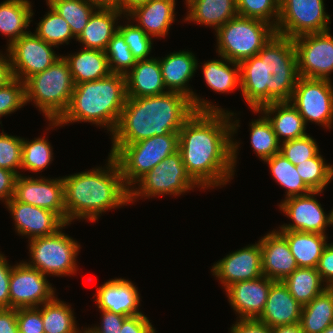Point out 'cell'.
Returning <instances> with one entry per match:
<instances>
[{
  "label": "cell",
  "instance_id": "obj_1",
  "mask_svg": "<svg viewBox=\"0 0 333 333\" xmlns=\"http://www.w3.org/2000/svg\"><path fill=\"white\" fill-rule=\"evenodd\" d=\"M231 116L229 111H195L178 132L183 164L201 189L224 186L234 175L240 144L232 137L240 120Z\"/></svg>",
  "mask_w": 333,
  "mask_h": 333
},
{
  "label": "cell",
  "instance_id": "obj_2",
  "mask_svg": "<svg viewBox=\"0 0 333 333\" xmlns=\"http://www.w3.org/2000/svg\"><path fill=\"white\" fill-rule=\"evenodd\" d=\"M298 78L293 39L276 33L256 56L240 63L239 88L251 110L290 101Z\"/></svg>",
  "mask_w": 333,
  "mask_h": 333
},
{
  "label": "cell",
  "instance_id": "obj_3",
  "mask_svg": "<svg viewBox=\"0 0 333 333\" xmlns=\"http://www.w3.org/2000/svg\"><path fill=\"white\" fill-rule=\"evenodd\" d=\"M194 112L190 98L179 92L127 97L112 133V144H131L156 135L178 133Z\"/></svg>",
  "mask_w": 333,
  "mask_h": 333
},
{
  "label": "cell",
  "instance_id": "obj_4",
  "mask_svg": "<svg viewBox=\"0 0 333 333\" xmlns=\"http://www.w3.org/2000/svg\"><path fill=\"white\" fill-rule=\"evenodd\" d=\"M105 168L64 176V204L66 224L75 219L94 222L103 212L130 203L119 165L109 154ZM101 214V215H100Z\"/></svg>",
  "mask_w": 333,
  "mask_h": 333
},
{
  "label": "cell",
  "instance_id": "obj_5",
  "mask_svg": "<svg viewBox=\"0 0 333 333\" xmlns=\"http://www.w3.org/2000/svg\"><path fill=\"white\" fill-rule=\"evenodd\" d=\"M126 77L110 73L100 80L75 84L67 110L49 125L57 127L74 122H88L107 127L113 133L125 106Z\"/></svg>",
  "mask_w": 333,
  "mask_h": 333
},
{
  "label": "cell",
  "instance_id": "obj_6",
  "mask_svg": "<svg viewBox=\"0 0 333 333\" xmlns=\"http://www.w3.org/2000/svg\"><path fill=\"white\" fill-rule=\"evenodd\" d=\"M74 86L69 64L60 55L43 72L25 81L26 104L34 101L48 121H57L69 106Z\"/></svg>",
  "mask_w": 333,
  "mask_h": 333
},
{
  "label": "cell",
  "instance_id": "obj_7",
  "mask_svg": "<svg viewBox=\"0 0 333 333\" xmlns=\"http://www.w3.org/2000/svg\"><path fill=\"white\" fill-rule=\"evenodd\" d=\"M176 151L178 133H169L131 144H112L109 154L117 161L124 184L130 190L150 170Z\"/></svg>",
  "mask_w": 333,
  "mask_h": 333
},
{
  "label": "cell",
  "instance_id": "obj_8",
  "mask_svg": "<svg viewBox=\"0 0 333 333\" xmlns=\"http://www.w3.org/2000/svg\"><path fill=\"white\" fill-rule=\"evenodd\" d=\"M275 33V28L267 22L237 15L216 30V51L219 56L240 64L256 56Z\"/></svg>",
  "mask_w": 333,
  "mask_h": 333
},
{
  "label": "cell",
  "instance_id": "obj_9",
  "mask_svg": "<svg viewBox=\"0 0 333 333\" xmlns=\"http://www.w3.org/2000/svg\"><path fill=\"white\" fill-rule=\"evenodd\" d=\"M31 261L29 267L38 269L44 275L63 276L77 271L76 256L80 244L62 232L29 240Z\"/></svg>",
  "mask_w": 333,
  "mask_h": 333
},
{
  "label": "cell",
  "instance_id": "obj_10",
  "mask_svg": "<svg viewBox=\"0 0 333 333\" xmlns=\"http://www.w3.org/2000/svg\"><path fill=\"white\" fill-rule=\"evenodd\" d=\"M130 189V203L137 197L181 195L199 185L188 174L179 151L170 155L150 170Z\"/></svg>",
  "mask_w": 333,
  "mask_h": 333
},
{
  "label": "cell",
  "instance_id": "obj_11",
  "mask_svg": "<svg viewBox=\"0 0 333 333\" xmlns=\"http://www.w3.org/2000/svg\"><path fill=\"white\" fill-rule=\"evenodd\" d=\"M330 16L326 14L324 0H280L276 34L297 36L330 30Z\"/></svg>",
  "mask_w": 333,
  "mask_h": 333
},
{
  "label": "cell",
  "instance_id": "obj_12",
  "mask_svg": "<svg viewBox=\"0 0 333 333\" xmlns=\"http://www.w3.org/2000/svg\"><path fill=\"white\" fill-rule=\"evenodd\" d=\"M289 102L298 110L306 125L308 122H315L328 129L332 127L333 85L331 80L299 76Z\"/></svg>",
  "mask_w": 333,
  "mask_h": 333
},
{
  "label": "cell",
  "instance_id": "obj_13",
  "mask_svg": "<svg viewBox=\"0 0 333 333\" xmlns=\"http://www.w3.org/2000/svg\"><path fill=\"white\" fill-rule=\"evenodd\" d=\"M298 75L331 80L333 72V36L330 31L308 33L293 38Z\"/></svg>",
  "mask_w": 333,
  "mask_h": 333
},
{
  "label": "cell",
  "instance_id": "obj_14",
  "mask_svg": "<svg viewBox=\"0 0 333 333\" xmlns=\"http://www.w3.org/2000/svg\"><path fill=\"white\" fill-rule=\"evenodd\" d=\"M52 47L30 31L7 46L13 77L25 82L51 66L60 58Z\"/></svg>",
  "mask_w": 333,
  "mask_h": 333
},
{
  "label": "cell",
  "instance_id": "obj_15",
  "mask_svg": "<svg viewBox=\"0 0 333 333\" xmlns=\"http://www.w3.org/2000/svg\"><path fill=\"white\" fill-rule=\"evenodd\" d=\"M9 296L10 308L40 307L55 297V289L46 275L23 261L12 267Z\"/></svg>",
  "mask_w": 333,
  "mask_h": 333
},
{
  "label": "cell",
  "instance_id": "obj_16",
  "mask_svg": "<svg viewBox=\"0 0 333 333\" xmlns=\"http://www.w3.org/2000/svg\"><path fill=\"white\" fill-rule=\"evenodd\" d=\"M159 63L166 91L179 92L190 98L195 111H226L210 104L212 102L197 97V94L195 95L187 86L198 69V61L192 52H173L163 59H159Z\"/></svg>",
  "mask_w": 333,
  "mask_h": 333
},
{
  "label": "cell",
  "instance_id": "obj_17",
  "mask_svg": "<svg viewBox=\"0 0 333 333\" xmlns=\"http://www.w3.org/2000/svg\"><path fill=\"white\" fill-rule=\"evenodd\" d=\"M323 191H311L308 194L285 198L279 204L280 210L293 223L281 225L279 230L300 231L326 235L325 230L332 222L331 212H324L320 202L315 198Z\"/></svg>",
  "mask_w": 333,
  "mask_h": 333
},
{
  "label": "cell",
  "instance_id": "obj_18",
  "mask_svg": "<svg viewBox=\"0 0 333 333\" xmlns=\"http://www.w3.org/2000/svg\"><path fill=\"white\" fill-rule=\"evenodd\" d=\"M14 200L56 213L66 223L63 178L45 179L18 175L14 183Z\"/></svg>",
  "mask_w": 333,
  "mask_h": 333
},
{
  "label": "cell",
  "instance_id": "obj_19",
  "mask_svg": "<svg viewBox=\"0 0 333 333\" xmlns=\"http://www.w3.org/2000/svg\"><path fill=\"white\" fill-rule=\"evenodd\" d=\"M211 270L212 275L221 281L225 289L234 283L263 276L262 251L259 241L229 253L217 261Z\"/></svg>",
  "mask_w": 333,
  "mask_h": 333
},
{
  "label": "cell",
  "instance_id": "obj_20",
  "mask_svg": "<svg viewBox=\"0 0 333 333\" xmlns=\"http://www.w3.org/2000/svg\"><path fill=\"white\" fill-rule=\"evenodd\" d=\"M6 207L12 215L18 234L27 235L29 240L52 235L69 225L50 210L25 204L13 198L6 203Z\"/></svg>",
  "mask_w": 333,
  "mask_h": 333
},
{
  "label": "cell",
  "instance_id": "obj_21",
  "mask_svg": "<svg viewBox=\"0 0 333 333\" xmlns=\"http://www.w3.org/2000/svg\"><path fill=\"white\" fill-rule=\"evenodd\" d=\"M272 279L261 276L254 280L240 281L228 286L225 291L231 307L240 319H258L267 301Z\"/></svg>",
  "mask_w": 333,
  "mask_h": 333
},
{
  "label": "cell",
  "instance_id": "obj_22",
  "mask_svg": "<svg viewBox=\"0 0 333 333\" xmlns=\"http://www.w3.org/2000/svg\"><path fill=\"white\" fill-rule=\"evenodd\" d=\"M262 251L263 275L273 281H283L298 268L287 240L272 231L259 240Z\"/></svg>",
  "mask_w": 333,
  "mask_h": 333
},
{
  "label": "cell",
  "instance_id": "obj_23",
  "mask_svg": "<svg viewBox=\"0 0 333 333\" xmlns=\"http://www.w3.org/2000/svg\"><path fill=\"white\" fill-rule=\"evenodd\" d=\"M99 309L125 316L143 314L139 311L140 295L134 284L123 278L105 282L96 291Z\"/></svg>",
  "mask_w": 333,
  "mask_h": 333
},
{
  "label": "cell",
  "instance_id": "obj_24",
  "mask_svg": "<svg viewBox=\"0 0 333 333\" xmlns=\"http://www.w3.org/2000/svg\"><path fill=\"white\" fill-rule=\"evenodd\" d=\"M302 305L290 294L282 281H275L269 290L265 308L258 321L270 328L300 323Z\"/></svg>",
  "mask_w": 333,
  "mask_h": 333
},
{
  "label": "cell",
  "instance_id": "obj_25",
  "mask_svg": "<svg viewBox=\"0 0 333 333\" xmlns=\"http://www.w3.org/2000/svg\"><path fill=\"white\" fill-rule=\"evenodd\" d=\"M175 5V0H150L125 17L136 19L137 26L151 38L165 37L175 20Z\"/></svg>",
  "mask_w": 333,
  "mask_h": 333
},
{
  "label": "cell",
  "instance_id": "obj_26",
  "mask_svg": "<svg viewBox=\"0 0 333 333\" xmlns=\"http://www.w3.org/2000/svg\"><path fill=\"white\" fill-rule=\"evenodd\" d=\"M125 77L127 97L157 96L168 92L165 91L160 63L156 57L137 60Z\"/></svg>",
  "mask_w": 333,
  "mask_h": 333
},
{
  "label": "cell",
  "instance_id": "obj_27",
  "mask_svg": "<svg viewBox=\"0 0 333 333\" xmlns=\"http://www.w3.org/2000/svg\"><path fill=\"white\" fill-rule=\"evenodd\" d=\"M253 112H261L268 119L280 143L307 135L303 118L289 101L269 103Z\"/></svg>",
  "mask_w": 333,
  "mask_h": 333
},
{
  "label": "cell",
  "instance_id": "obj_28",
  "mask_svg": "<svg viewBox=\"0 0 333 333\" xmlns=\"http://www.w3.org/2000/svg\"><path fill=\"white\" fill-rule=\"evenodd\" d=\"M121 16L122 13L117 8L99 7L91 15L89 22L76 38V41L84 44L83 47L86 49L105 51L108 42L118 30L116 25L119 20L118 17L121 18Z\"/></svg>",
  "mask_w": 333,
  "mask_h": 333
},
{
  "label": "cell",
  "instance_id": "obj_29",
  "mask_svg": "<svg viewBox=\"0 0 333 333\" xmlns=\"http://www.w3.org/2000/svg\"><path fill=\"white\" fill-rule=\"evenodd\" d=\"M187 16L184 21L214 27L217 30L238 15L236 0H185Z\"/></svg>",
  "mask_w": 333,
  "mask_h": 333
},
{
  "label": "cell",
  "instance_id": "obj_30",
  "mask_svg": "<svg viewBox=\"0 0 333 333\" xmlns=\"http://www.w3.org/2000/svg\"><path fill=\"white\" fill-rule=\"evenodd\" d=\"M63 57L69 64L74 85L100 80L111 73L105 51L83 48Z\"/></svg>",
  "mask_w": 333,
  "mask_h": 333
},
{
  "label": "cell",
  "instance_id": "obj_31",
  "mask_svg": "<svg viewBox=\"0 0 333 333\" xmlns=\"http://www.w3.org/2000/svg\"><path fill=\"white\" fill-rule=\"evenodd\" d=\"M288 242L298 267L317 268L327 236L318 233L277 230Z\"/></svg>",
  "mask_w": 333,
  "mask_h": 333
},
{
  "label": "cell",
  "instance_id": "obj_32",
  "mask_svg": "<svg viewBox=\"0 0 333 333\" xmlns=\"http://www.w3.org/2000/svg\"><path fill=\"white\" fill-rule=\"evenodd\" d=\"M33 14L29 0H5L0 4V32L9 37L8 46L29 32L25 29Z\"/></svg>",
  "mask_w": 333,
  "mask_h": 333
},
{
  "label": "cell",
  "instance_id": "obj_33",
  "mask_svg": "<svg viewBox=\"0 0 333 333\" xmlns=\"http://www.w3.org/2000/svg\"><path fill=\"white\" fill-rule=\"evenodd\" d=\"M331 324H333V288L328 287L302 306L300 326L303 333H322Z\"/></svg>",
  "mask_w": 333,
  "mask_h": 333
},
{
  "label": "cell",
  "instance_id": "obj_34",
  "mask_svg": "<svg viewBox=\"0 0 333 333\" xmlns=\"http://www.w3.org/2000/svg\"><path fill=\"white\" fill-rule=\"evenodd\" d=\"M290 294L302 306L321 294L326 288L317 268L298 267L283 281Z\"/></svg>",
  "mask_w": 333,
  "mask_h": 333
},
{
  "label": "cell",
  "instance_id": "obj_35",
  "mask_svg": "<svg viewBox=\"0 0 333 333\" xmlns=\"http://www.w3.org/2000/svg\"><path fill=\"white\" fill-rule=\"evenodd\" d=\"M220 58L223 60H210L203 64L205 82L215 92H233V89L241 86L240 64L222 56ZM228 64L232 65V68Z\"/></svg>",
  "mask_w": 333,
  "mask_h": 333
},
{
  "label": "cell",
  "instance_id": "obj_36",
  "mask_svg": "<svg viewBox=\"0 0 333 333\" xmlns=\"http://www.w3.org/2000/svg\"><path fill=\"white\" fill-rule=\"evenodd\" d=\"M44 333H85L77 328L71 307L54 297L41 306Z\"/></svg>",
  "mask_w": 333,
  "mask_h": 333
},
{
  "label": "cell",
  "instance_id": "obj_37",
  "mask_svg": "<svg viewBox=\"0 0 333 333\" xmlns=\"http://www.w3.org/2000/svg\"><path fill=\"white\" fill-rule=\"evenodd\" d=\"M264 162L269 165L275 181L286 188V198L305 195L312 191L301 179L296 166L280 152L265 159Z\"/></svg>",
  "mask_w": 333,
  "mask_h": 333
},
{
  "label": "cell",
  "instance_id": "obj_38",
  "mask_svg": "<svg viewBox=\"0 0 333 333\" xmlns=\"http://www.w3.org/2000/svg\"><path fill=\"white\" fill-rule=\"evenodd\" d=\"M69 24L72 34L77 38L98 9L88 0H59L52 6Z\"/></svg>",
  "mask_w": 333,
  "mask_h": 333
},
{
  "label": "cell",
  "instance_id": "obj_39",
  "mask_svg": "<svg viewBox=\"0 0 333 333\" xmlns=\"http://www.w3.org/2000/svg\"><path fill=\"white\" fill-rule=\"evenodd\" d=\"M48 8L50 10L37 24L38 27L36 28L35 34L55 47L64 43L69 44L68 41L73 37L76 39L72 34L68 22L51 6Z\"/></svg>",
  "mask_w": 333,
  "mask_h": 333
},
{
  "label": "cell",
  "instance_id": "obj_40",
  "mask_svg": "<svg viewBox=\"0 0 333 333\" xmlns=\"http://www.w3.org/2000/svg\"><path fill=\"white\" fill-rule=\"evenodd\" d=\"M250 130L252 148L261 160L264 161L280 152V142L264 115L250 123Z\"/></svg>",
  "mask_w": 333,
  "mask_h": 333
},
{
  "label": "cell",
  "instance_id": "obj_41",
  "mask_svg": "<svg viewBox=\"0 0 333 333\" xmlns=\"http://www.w3.org/2000/svg\"><path fill=\"white\" fill-rule=\"evenodd\" d=\"M303 182L312 191H323L333 179V165L325 163L321 154L296 166Z\"/></svg>",
  "mask_w": 333,
  "mask_h": 333
},
{
  "label": "cell",
  "instance_id": "obj_42",
  "mask_svg": "<svg viewBox=\"0 0 333 333\" xmlns=\"http://www.w3.org/2000/svg\"><path fill=\"white\" fill-rule=\"evenodd\" d=\"M52 155V147L44 137L30 141L23 138L21 169L41 172L53 161Z\"/></svg>",
  "mask_w": 333,
  "mask_h": 333
},
{
  "label": "cell",
  "instance_id": "obj_43",
  "mask_svg": "<svg viewBox=\"0 0 333 333\" xmlns=\"http://www.w3.org/2000/svg\"><path fill=\"white\" fill-rule=\"evenodd\" d=\"M111 73L126 75L135 65L129 46L125 43L124 37L117 31L108 42L105 49Z\"/></svg>",
  "mask_w": 333,
  "mask_h": 333
},
{
  "label": "cell",
  "instance_id": "obj_44",
  "mask_svg": "<svg viewBox=\"0 0 333 333\" xmlns=\"http://www.w3.org/2000/svg\"><path fill=\"white\" fill-rule=\"evenodd\" d=\"M236 4L238 16L262 20L276 27L280 0H236Z\"/></svg>",
  "mask_w": 333,
  "mask_h": 333
},
{
  "label": "cell",
  "instance_id": "obj_45",
  "mask_svg": "<svg viewBox=\"0 0 333 333\" xmlns=\"http://www.w3.org/2000/svg\"><path fill=\"white\" fill-rule=\"evenodd\" d=\"M280 153L297 166L315 157L320 151L316 141L310 135H306L301 138L281 142Z\"/></svg>",
  "mask_w": 333,
  "mask_h": 333
},
{
  "label": "cell",
  "instance_id": "obj_46",
  "mask_svg": "<svg viewBox=\"0 0 333 333\" xmlns=\"http://www.w3.org/2000/svg\"><path fill=\"white\" fill-rule=\"evenodd\" d=\"M118 32L124 37L133 57L137 60H147L152 49V38L136 24L118 25Z\"/></svg>",
  "mask_w": 333,
  "mask_h": 333
},
{
  "label": "cell",
  "instance_id": "obj_47",
  "mask_svg": "<svg viewBox=\"0 0 333 333\" xmlns=\"http://www.w3.org/2000/svg\"><path fill=\"white\" fill-rule=\"evenodd\" d=\"M25 104V82L13 77L0 87V118L17 111Z\"/></svg>",
  "mask_w": 333,
  "mask_h": 333
},
{
  "label": "cell",
  "instance_id": "obj_48",
  "mask_svg": "<svg viewBox=\"0 0 333 333\" xmlns=\"http://www.w3.org/2000/svg\"><path fill=\"white\" fill-rule=\"evenodd\" d=\"M23 138L0 133V167L11 170L17 176L22 164ZM18 169V170H17Z\"/></svg>",
  "mask_w": 333,
  "mask_h": 333
},
{
  "label": "cell",
  "instance_id": "obj_49",
  "mask_svg": "<svg viewBox=\"0 0 333 333\" xmlns=\"http://www.w3.org/2000/svg\"><path fill=\"white\" fill-rule=\"evenodd\" d=\"M19 333H44L41 308H16Z\"/></svg>",
  "mask_w": 333,
  "mask_h": 333
},
{
  "label": "cell",
  "instance_id": "obj_50",
  "mask_svg": "<svg viewBox=\"0 0 333 333\" xmlns=\"http://www.w3.org/2000/svg\"><path fill=\"white\" fill-rule=\"evenodd\" d=\"M102 313L100 326L84 328L85 333H121L124 320L128 317L117 313L99 309Z\"/></svg>",
  "mask_w": 333,
  "mask_h": 333
},
{
  "label": "cell",
  "instance_id": "obj_51",
  "mask_svg": "<svg viewBox=\"0 0 333 333\" xmlns=\"http://www.w3.org/2000/svg\"><path fill=\"white\" fill-rule=\"evenodd\" d=\"M317 271L320 277L325 282V286L333 288V243H328L322 252L320 257Z\"/></svg>",
  "mask_w": 333,
  "mask_h": 333
},
{
  "label": "cell",
  "instance_id": "obj_52",
  "mask_svg": "<svg viewBox=\"0 0 333 333\" xmlns=\"http://www.w3.org/2000/svg\"><path fill=\"white\" fill-rule=\"evenodd\" d=\"M121 333H156L150 320L144 314L128 316L121 327Z\"/></svg>",
  "mask_w": 333,
  "mask_h": 333
},
{
  "label": "cell",
  "instance_id": "obj_53",
  "mask_svg": "<svg viewBox=\"0 0 333 333\" xmlns=\"http://www.w3.org/2000/svg\"><path fill=\"white\" fill-rule=\"evenodd\" d=\"M0 253V308H10L9 282L12 267Z\"/></svg>",
  "mask_w": 333,
  "mask_h": 333
},
{
  "label": "cell",
  "instance_id": "obj_54",
  "mask_svg": "<svg viewBox=\"0 0 333 333\" xmlns=\"http://www.w3.org/2000/svg\"><path fill=\"white\" fill-rule=\"evenodd\" d=\"M230 333H272V328L257 319H238Z\"/></svg>",
  "mask_w": 333,
  "mask_h": 333
},
{
  "label": "cell",
  "instance_id": "obj_55",
  "mask_svg": "<svg viewBox=\"0 0 333 333\" xmlns=\"http://www.w3.org/2000/svg\"><path fill=\"white\" fill-rule=\"evenodd\" d=\"M16 177L11 170L0 167V200L5 204L13 197Z\"/></svg>",
  "mask_w": 333,
  "mask_h": 333
},
{
  "label": "cell",
  "instance_id": "obj_56",
  "mask_svg": "<svg viewBox=\"0 0 333 333\" xmlns=\"http://www.w3.org/2000/svg\"><path fill=\"white\" fill-rule=\"evenodd\" d=\"M0 333H19L15 308H0Z\"/></svg>",
  "mask_w": 333,
  "mask_h": 333
},
{
  "label": "cell",
  "instance_id": "obj_57",
  "mask_svg": "<svg viewBox=\"0 0 333 333\" xmlns=\"http://www.w3.org/2000/svg\"><path fill=\"white\" fill-rule=\"evenodd\" d=\"M8 56V57H7ZM13 78L9 54L6 56L0 53V87Z\"/></svg>",
  "mask_w": 333,
  "mask_h": 333
},
{
  "label": "cell",
  "instance_id": "obj_58",
  "mask_svg": "<svg viewBox=\"0 0 333 333\" xmlns=\"http://www.w3.org/2000/svg\"><path fill=\"white\" fill-rule=\"evenodd\" d=\"M150 0H119V10L125 17L135 8L146 4Z\"/></svg>",
  "mask_w": 333,
  "mask_h": 333
},
{
  "label": "cell",
  "instance_id": "obj_59",
  "mask_svg": "<svg viewBox=\"0 0 333 333\" xmlns=\"http://www.w3.org/2000/svg\"><path fill=\"white\" fill-rule=\"evenodd\" d=\"M272 333H303L300 323L282 325L272 328Z\"/></svg>",
  "mask_w": 333,
  "mask_h": 333
},
{
  "label": "cell",
  "instance_id": "obj_60",
  "mask_svg": "<svg viewBox=\"0 0 333 333\" xmlns=\"http://www.w3.org/2000/svg\"><path fill=\"white\" fill-rule=\"evenodd\" d=\"M97 7L101 8H117L119 10V0H88Z\"/></svg>",
  "mask_w": 333,
  "mask_h": 333
},
{
  "label": "cell",
  "instance_id": "obj_61",
  "mask_svg": "<svg viewBox=\"0 0 333 333\" xmlns=\"http://www.w3.org/2000/svg\"><path fill=\"white\" fill-rule=\"evenodd\" d=\"M322 333H333V324L328 326Z\"/></svg>",
  "mask_w": 333,
  "mask_h": 333
},
{
  "label": "cell",
  "instance_id": "obj_62",
  "mask_svg": "<svg viewBox=\"0 0 333 333\" xmlns=\"http://www.w3.org/2000/svg\"><path fill=\"white\" fill-rule=\"evenodd\" d=\"M56 1H59V0H46V3L48 6H52Z\"/></svg>",
  "mask_w": 333,
  "mask_h": 333
}]
</instances>
